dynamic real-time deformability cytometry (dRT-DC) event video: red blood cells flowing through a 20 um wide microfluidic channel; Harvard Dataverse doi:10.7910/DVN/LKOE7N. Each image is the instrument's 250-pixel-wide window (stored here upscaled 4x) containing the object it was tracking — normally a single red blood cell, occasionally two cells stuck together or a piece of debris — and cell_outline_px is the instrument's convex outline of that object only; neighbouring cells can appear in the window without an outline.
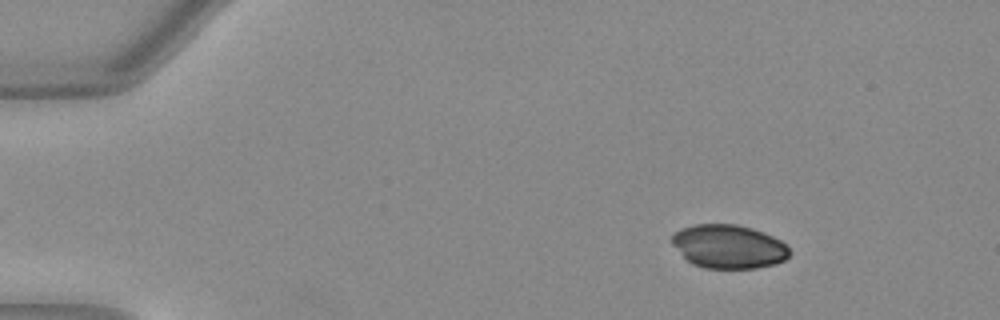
{"species": "Egyptian fruit bat (a non-hibernating species)", "species_latin": "Rousettus aegyptiacus", "temperature_condition": "warm", "stored_images_in_passage": 49, "camera_frame_rate_fps": 3000, "um_per_image_px": 0.085, "animal": {"sex": "female"}, "frame": {"image": 1, "passage_image": 5, "time_ms": 1.333, "image_size_px": [1000, 320], "cell_outline_px": [[788, 256], [784, 260], [776, 264], [756, 268], [704, 268], [692, 264], [672, 244], [672, 236], [676, 232], [684, 228], [696, 224], [736, 224], [752, 228], [764, 232], [788, 244]], "centroid_in_image_um": [61.96, 20.96], "position_along_channel_um": 23.0, "area_um2": 29.77}}
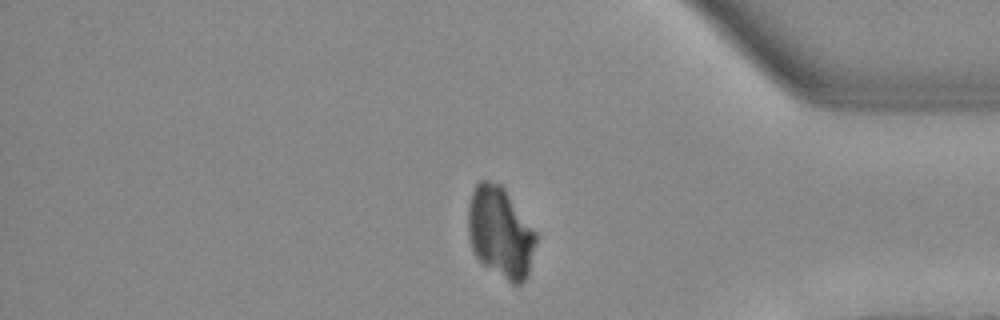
{"frame": {"image": 2, "passage_image": 41, "time_ms": 13.333, "image_size_px": [1000, 320], "cell_outline_px": [[536, 244], [528, 272], [524, 280], [520, 284], [512, 284], [484, 264], [476, 256], [472, 248], [468, 236], [468, 208], [472, 192], [476, 184], [480, 180], [488, 180], [500, 184], [504, 188], [536, 232]], "centroid_in_image_um": [42.52, 19.73], "position_along_channel_um": 392.7, "area_um2": 35.6}}
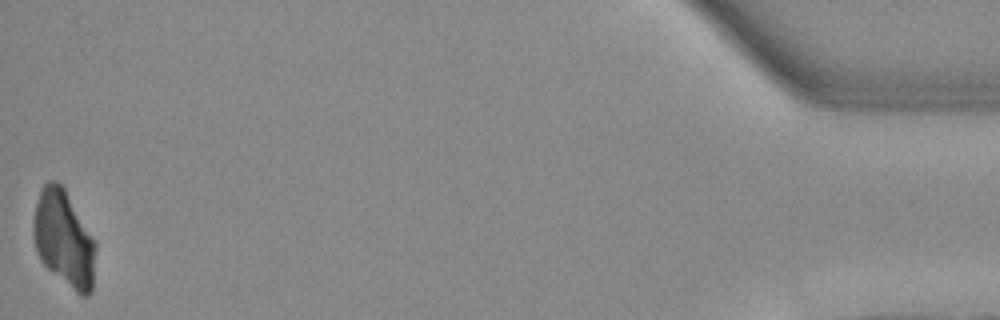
{"frame": {"image": 3, "passage_image": 49, "time_ms": 16.0, "image_size_px": [1000, 320], "cell_outline_px": [[96, 248], [92, 292], [88, 296], [80, 296], [52, 272], [40, 260], [36, 252], [32, 236], [32, 220], [36, 204], [40, 192], [44, 184], [48, 180], [56, 180], [64, 188], [96, 240]], "centroid_in_image_um": [5.43, 20.3], "position_along_channel_um": 429.8, "area_um2": 35.32}}